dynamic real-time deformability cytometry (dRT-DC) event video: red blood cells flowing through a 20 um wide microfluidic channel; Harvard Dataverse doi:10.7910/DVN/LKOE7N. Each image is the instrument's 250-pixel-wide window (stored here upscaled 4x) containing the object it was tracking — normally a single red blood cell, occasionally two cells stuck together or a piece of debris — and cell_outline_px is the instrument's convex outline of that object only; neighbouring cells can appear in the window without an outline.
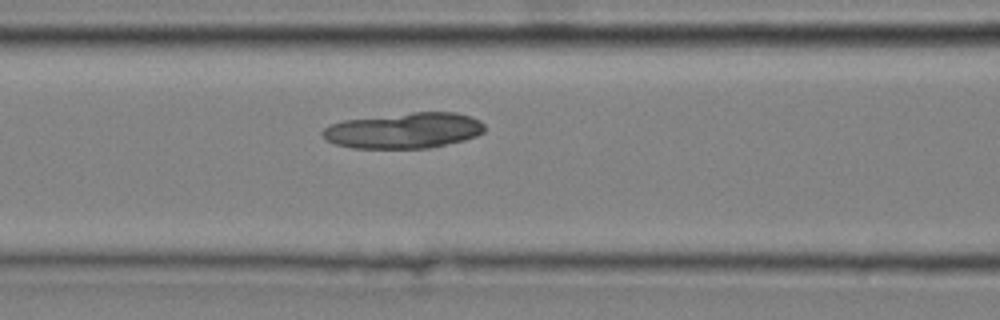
{"species": "common noctule bat (a hibernating species)", "species_latin": "Nyctalus noctula", "temperature_condition": "cold", "stored_images_in_passage": 31, "camera_frame_rate_fps": 3000, "um_per_image_px": 0.085, "animal": {"sex": "male", "body_mass_g": 20.4}, "frame": {"image": 1, "passage_image": 6, "time_ms": 1.667, "image_size_px": [1000, 320], "cell_outline_px": [[484, 132], [476, 136], [464, 140], [428, 148], [352, 148], [336, 144], [324, 140], [320, 132], [324, 128], [332, 124], [344, 120], [412, 112], [456, 112], [480, 120], [484, 124]], "centroid_in_image_um": [34.32, 11.09], "position_along_channel_um": 132.3, "area_um2": 33.7}}
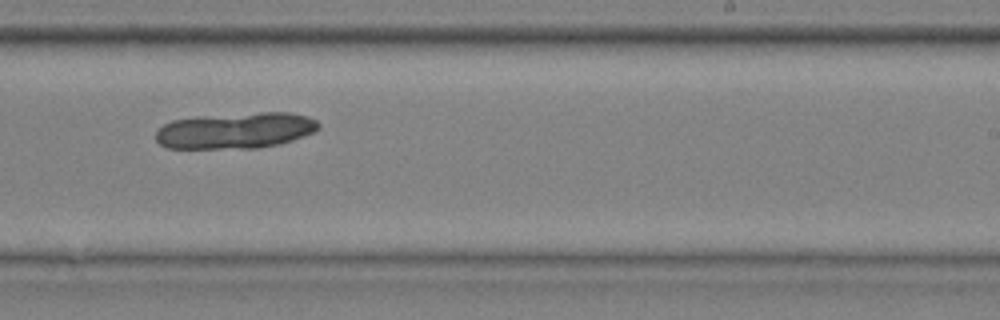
{"frame": {"image": 2, "passage_image": 17, "time_ms": 5.333, "image_size_px": [1000, 320], "cell_outline_px": [[320, 128], [316, 132], [280, 144], [260, 148], [168, 148], [160, 144], [156, 140], [156, 132], [164, 124], [172, 120], [260, 112], [292, 112], [308, 116], [316, 120], [320, 124]], "centroid_in_image_um": [20.1, 11.11], "position_along_channel_um": 268.9, "area_um2": 34.04}}
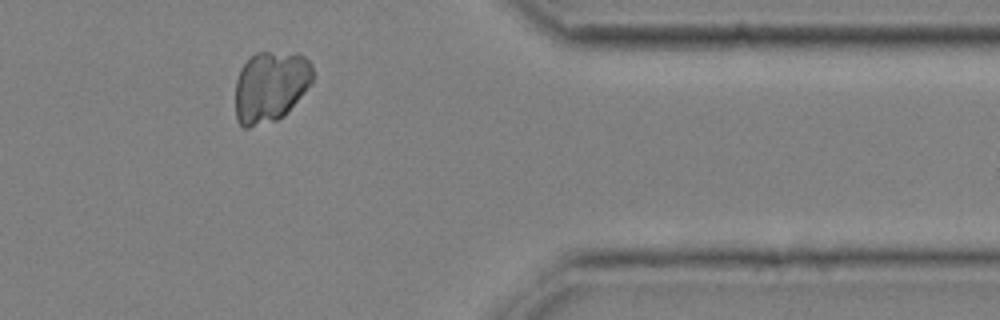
{"frame": {"image": 3, "passage_image": 28, "time_ms": 9.0, "image_size_px": [1000, 320], "cell_outline_px": [[312, 84], [284, 116], [276, 120], [248, 128], [244, 128], [236, 120], [236, 80], [244, 64], [256, 52], [296, 52], [304, 56], [312, 64]], "centroid_in_image_um": [23.01, 7.35], "position_along_channel_um": 388.4, "area_um2": 32.19}}